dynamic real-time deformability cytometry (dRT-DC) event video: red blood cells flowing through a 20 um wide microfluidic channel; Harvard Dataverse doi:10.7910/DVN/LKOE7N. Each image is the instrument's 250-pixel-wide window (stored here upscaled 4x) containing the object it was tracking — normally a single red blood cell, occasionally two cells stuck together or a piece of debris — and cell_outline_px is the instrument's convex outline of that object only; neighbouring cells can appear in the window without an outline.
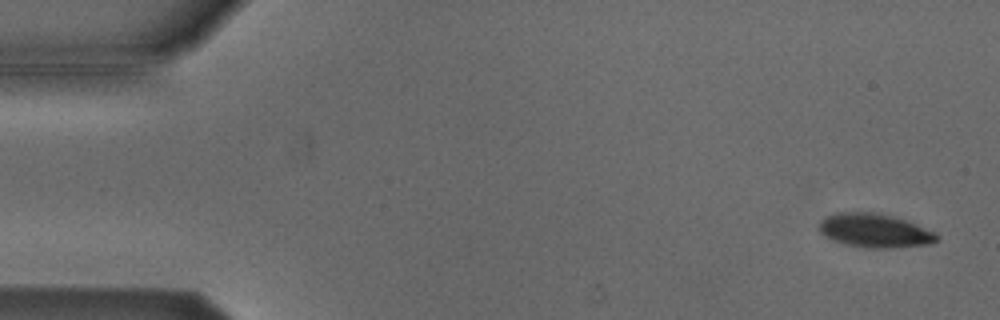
{"species": "Egyptian fruit bat (a non-hibernating species)", "species_latin": "Rousettus aegyptiacus", "temperature_condition": "cold", "stored_images_in_passage": 6, "camera_frame_rate_fps": 3000, "um_per_image_px": 0.085, "animal": {"sex": "male"}, "frame": {"image": 1, "passage_image": 1, "time_ms": 0.0, "image_size_px": [1000, 320], "cell_outline_px": [[940, 236], [932, 244], [888, 248], [868, 248], [844, 244], [832, 240], [824, 236], [820, 232], [820, 220], [836, 212], [876, 212], [892, 216], [916, 224], [936, 232]], "centroid_in_image_um": [74.35, 19.6], "position_along_channel_um": 10.6, "area_um2": 23.24}}
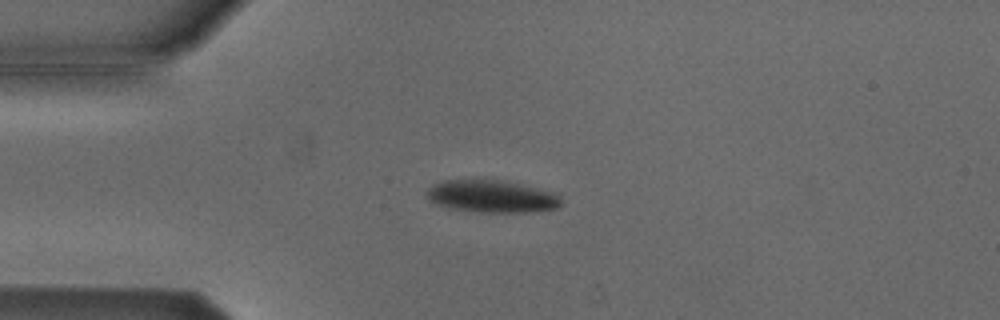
{"frame": {"image": 2, "passage_image": 4, "time_ms": 1.0, "image_size_px": [1000, 320], "cell_outline_px": [[564, 204], [560, 208], [532, 212], [480, 212], [448, 208], [436, 204], [428, 200], [424, 196], [424, 192], [432, 184], [444, 180], [500, 180], [556, 192], [560, 196]], "centroid_in_image_um": [41.8, 16.7], "position_along_channel_um": 43.2, "area_um2": 25.78}}